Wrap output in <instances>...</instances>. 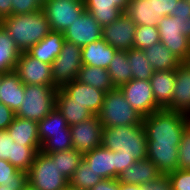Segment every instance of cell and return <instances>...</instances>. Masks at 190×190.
<instances>
[{"mask_svg": "<svg viewBox=\"0 0 190 190\" xmlns=\"http://www.w3.org/2000/svg\"><path fill=\"white\" fill-rule=\"evenodd\" d=\"M73 148L85 154L101 146L102 124L97 115L78 124L69 126Z\"/></svg>", "mask_w": 190, "mask_h": 190, "instance_id": "cell-14", "label": "cell"}, {"mask_svg": "<svg viewBox=\"0 0 190 190\" xmlns=\"http://www.w3.org/2000/svg\"><path fill=\"white\" fill-rule=\"evenodd\" d=\"M57 90L53 85H25L24 98L15 116L41 121L55 108Z\"/></svg>", "mask_w": 190, "mask_h": 190, "instance_id": "cell-6", "label": "cell"}, {"mask_svg": "<svg viewBox=\"0 0 190 190\" xmlns=\"http://www.w3.org/2000/svg\"><path fill=\"white\" fill-rule=\"evenodd\" d=\"M154 71L176 69L181 61L162 42L143 50Z\"/></svg>", "mask_w": 190, "mask_h": 190, "instance_id": "cell-31", "label": "cell"}, {"mask_svg": "<svg viewBox=\"0 0 190 190\" xmlns=\"http://www.w3.org/2000/svg\"><path fill=\"white\" fill-rule=\"evenodd\" d=\"M107 70L115 88L131 81L133 76L127 51L116 50Z\"/></svg>", "mask_w": 190, "mask_h": 190, "instance_id": "cell-33", "label": "cell"}, {"mask_svg": "<svg viewBox=\"0 0 190 190\" xmlns=\"http://www.w3.org/2000/svg\"><path fill=\"white\" fill-rule=\"evenodd\" d=\"M23 190H36V189H34L31 186L27 185Z\"/></svg>", "mask_w": 190, "mask_h": 190, "instance_id": "cell-52", "label": "cell"}, {"mask_svg": "<svg viewBox=\"0 0 190 190\" xmlns=\"http://www.w3.org/2000/svg\"><path fill=\"white\" fill-rule=\"evenodd\" d=\"M90 190H120V182L117 178L101 179Z\"/></svg>", "mask_w": 190, "mask_h": 190, "instance_id": "cell-46", "label": "cell"}, {"mask_svg": "<svg viewBox=\"0 0 190 190\" xmlns=\"http://www.w3.org/2000/svg\"><path fill=\"white\" fill-rule=\"evenodd\" d=\"M150 83L156 104L161 109H166L172 100L175 86V69L154 71Z\"/></svg>", "mask_w": 190, "mask_h": 190, "instance_id": "cell-25", "label": "cell"}, {"mask_svg": "<svg viewBox=\"0 0 190 190\" xmlns=\"http://www.w3.org/2000/svg\"><path fill=\"white\" fill-rule=\"evenodd\" d=\"M15 118V112L0 102V130H7Z\"/></svg>", "mask_w": 190, "mask_h": 190, "instance_id": "cell-45", "label": "cell"}, {"mask_svg": "<svg viewBox=\"0 0 190 190\" xmlns=\"http://www.w3.org/2000/svg\"><path fill=\"white\" fill-rule=\"evenodd\" d=\"M76 80L104 92L115 89L108 70L100 67H93L83 64L79 70Z\"/></svg>", "mask_w": 190, "mask_h": 190, "instance_id": "cell-32", "label": "cell"}, {"mask_svg": "<svg viewBox=\"0 0 190 190\" xmlns=\"http://www.w3.org/2000/svg\"><path fill=\"white\" fill-rule=\"evenodd\" d=\"M41 145L15 143L7 130H0V159L8 160L21 171L28 172Z\"/></svg>", "mask_w": 190, "mask_h": 190, "instance_id": "cell-10", "label": "cell"}, {"mask_svg": "<svg viewBox=\"0 0 190 190\" xmlns=\"http://www.w3.org/2000/svg\"><path fill=\"white\" fill-rule=\"evenodd\" d=\"M11 0H0V21L12 15Z\"/></svg>", "mask_w": 190, "mask_h": 190, "instance_id": "cell-48", "label": "cell"}, {"mask_svg": "<svg viewBox=\"0 0 190 190\" xmlns=\"http://www.w3.org/2000/svg\"><path fill=\"white\" fill-rule=\"evenodd\" d=\"M140 190H173L168 174H161L156 179L139 185Z\"/></svg>", "mask_w": 190, "mask_h": 190, "instance_id": "cell-43", "label": "cell"}, {"mask_svg": "<svg viewBox=\"0 0 190 190\" xmlns=\"http://www.w3.org/2000/svg\"><path fill=\"white\" fill-rule=\"evenodd\" d=\"M116 49L103 38L82 47V63L93 67L108 69Z\"/></svg>", "mask_w": 190, "mask_h": 190, "instance_id": "cell-27", "label": "cell"}, {"mask_svg": "<svg viewBox=\"0 0 190 190\" xmlns=\"http://www.w3.org/2000/svg\"><path fill=\"white\" fill-rule=\"evenodd\" d=\"M7 131L15 143L22 145H41L38 122L15 116Z\"/></svg>", "mask_w": 190, "mask_h": 190, "instance_id": "cell-29", "label": "cell"}, {"mask_svg": "<svg viewBox=\"0 0 190 190\" xmlns=\"http://www.w3.org/2000/svg\"><path fill=\"white\" fill-rule=\"evenodd\" d=\"M102 26L88 12L84 11L63 31L64 39L81 48L102 38Z\"/></svg>", "mask_w": 190, "mask_h": 190, "instance_id": "cell-15", "label": "cell"}, {"mask_svg": "<svg viewBox=\"0 0 190 190\" xmlns=\"http://www.w3.org/2000/svg\"><path fill=\"white\" fill-rule=\"evenodd\" d=\"M127 54L133 79L150 80L154 69L152 68L151 62L146 58L144 51L132 48L127 51Z\"/></svg>", "mask_w": 190, "mask_h": 190, "instance_id": "cell-35", "label": "cell"}, {"mask_svg": "<svg viewBox=\"0 0 190 190\" xmlns=\"http://www.w3.org/2000/svg\"><path fill=\"white\" fill-rule=\"evenodd\" d=\"M168 175L173 190H190V169H177Z\"/></svg>", "mask_w": 190, "mask_h": 190, "instance_id": "cell-42", "label": "cell"}, {"mask_svg": "<svg viewBox=\"0 0 190 190\" xmlns=\"http://www.w3.org/2000/svg\"><path fill=\"white\" fill-rule=\"evenodd\" d=\"M61 89L73 99V102L85 106L94 115H98L101 111L106 92L78 80L72 81Z\"/></svg>", "mask_w": 190, "mask_h": 190, "instance_id": "cell-17", "label": "cell"}, {"mask_svg": "<svg viewBox=\"0 0 190 190\" xmlns=\"http://www.w3.org/2000/svg\"><path fill=\"white\" fill-rule=\"evenodd\" d=\"M82 48L65 40L60 54L52 62L53 87L63 88L77 79L82 63Z\"/></svg>", "mask_w": 190, "mask_h": 190, "instance_id": "cell-8", "label": "cell"}, {"mask_svg": "<svg viewBox=\"0 0 190 190\" xmlns=\"http://www.w3.org/2000/svg\"><path fill=\"white\" fill-rule=\"evenodd\" d=\"M137 25L125 13L112 23L102 27V38L116 50L128 51L133 48Z\"/></svg>", "mask_w": 190, "mask_h": 190, "instance_id": "cell-16", "label": "cell"}, {"mask_svg": "<svg viewBox=\"0 0 190 190\" xmlns=\"http://www.w3.org/2000/svg\"><path fill=\"white\" fill-rule=\"evenodd\" d=\"M171 16L176 17L182 34L190 39V2L178 0L175 11Z\"/></svg>", "mask_w": 190, "mask_h": 190, "instance_id": "cell-39", "label": "cell"}, {"mask_svg": "<svg viewBox=\"0 0 190 190\" xmlns=\"http://www.w3.org/2000/svg\"><path fill=\"white\" fill-rule=\"evenodd\" d=\"M178 169H190V123L186 126L178 148Z\"/></svg>", "mask_w": 190, "mask_h": 190, "instance_id": "cell-40", "label": "cell"}, {"mask_svg": "<svg viewBox=\"0 0 190 190\" xmlns=\"http://www.w3.org/2000/svg\"><path fill=\"white\" fill-rule=\"evenodd\" d=\"M189 123L190 116L186 114L160 109L144 116L142 124L147 143L179 146L182 134Z\"/></svg>", "mask_w": 190, "mask_h": 190, "instance_id": "cell-1", "label": "cell"}, {"mask_svg": "<svg viewBox=\"0 0 190 190\" xmlns=\"http://www.w3.org/2000/svg\"><path fill=\"white\" fill-rule=\"evenodd\" d=\"M166 109L190 116V67L185 62H181L175 69L172 100Z\"/></svg>", "mask_w": 190, "mask_h": 190, "instance_id": "cell-18", "label": "cell"}, {"mask_svg": "<svg viewBox=\"0 0 190 190\" xmlns=\"http://www.w3.org/2000/svg\"><path fill=\"white\" fill-rule=\"evenodd\" d=\"M64 42L63 32L51 31L26 52L33 58L52 65V62L60 54Z\"/></svg>", "mask_w": 190, "mask_h": 190, "instance_id": "cell-24", "label": "cell"}, {"mask_svg": "<svg viewBox=\"0 0 190 190\" xmlns=\"http://www.w3.org/2000/svg\"><path fill=\"white\" fill-rule=\"evenodd\" d=\"M0 185L23 190L28 185L27 172L17 169L8 160L0 159Z\"/></svg>", "mask_w": 190, "mask_h": 190, "instance_id": "cell-34", "label": "cell"}, {"mask_svg": "<svg viewBox=\"0 0 190 190\" xmlns=\"http://www.w3.org/2000/svg\"><path fill=\"white\" fill-rule=\"evenodd\" d=\"M178 0H159L160 12L163 16H170L175 11Z\"/></svg>", "mask_w": 190, "mask_h": 190, "instance_id": "cell-47", "label": "cell"}, {"mask_svg": "<svg viewBox=\"0 0 190 190\" xmlns=\"http://www.w3.org/2000/svg\"><path fill=\"white\" fill-rule=\"evenodd\" d=\"M160 42L157 26L140 25L136 27L133 48L144 50Z\"/></svg>", "mask_w": 190, "mask_h": 190, "instance_id": "cell-38", "label": "cell"}, {"mask_svg": "<svg viewBox=\"0 0 190 190\" xmlns=\"http://www.w3.org/2000/svg\"><path fill=\"white\" fill-rule=\"evenodd\" d=\"M14 72L25 85H53L51 65L22 51Z\"/></svg>", "mask_w": 190, "mask_h": 190, "instance_id": "cell-13", "label": "cell"}, {"mask_svg": "<svg viewBox=\"0 0 190 190\" xmlns=\"http://www.w3.org/2000/svg\"><path fill=\"white\" fill-rule=\"evenodd\" d=\"M39 140L43 153L65 151L73 148L69 125L62 113L55 108L38 122Z\"/></svg>", "mask_w": 190, "mask_h": 190, "instance_id": "cell-4", "label": "cell"}, {"mask_svg": "<svg viewBox=\"0 0 190 190\" xmlns=\"http://www.w3.org/2000/svg\"><path fill=\"white\" fill-rule=\"evenodd\" d=\"M28 185L36 190H65L69 180L60 173L57 161L39 151L27 172Z\"/></svg>", "mask_w": 190, "mask_h": 190, "instance_id": "cell-7", "label": "cell"}, {"mask_svg": "<svg viewBox=\"0 0 190 190\" xmlns=\"http://www.w3.org/2000/svg\"><path fill=\"white\" fill-rule=\"evenodd\" d=\"M119 89L128 103L143 117L161 109L155 102L150 80L132 79L121 85Z\"/></svg>", "mask_w": 190, "mask_h": 190, "instance_id": "cell-12", "label": "cell"}, {"mask_svg": "<svg viewBox=\"0 0 190 190\" xmlns=\"http://www.w3.org/2000/svg\"><path fill=\"white\" fill-rule=\"evenodd\" d=\"M65 190H85V189H77L69 185Z\"/></svg>", "mask_w": 190, "mask_h": 190, "instance_id": "cell-50", "label": "cell"}, {"mask_svg": "<svg viewBox=\"0 0 190 190\" xmlns=\"http://www.w3.org/2000/svg\"><path fill=\"white\" fill-rule=\"evenodd\" d=\"M101 145L120 154L132 155L136 160L147 158V138L143 124L103 127Z\"/></svg>", "mask_w": 190, "mask_h": 190, "instance_id": "cell-3", "label": "cell"}, {"mask_svg": "<svg viewBox=\"0 0 190 190\" xmlns=\"http://www.w3.org/2000/svg\"><path fill=\"white\" fill-rule=\"evenodd\" d=\"M178 148L174 145L147 143V159L157 166L161 174H169L178 169Z\"/></svg>", "mask_w": 190, "mask_h": 190, "instance_id": "cell-23", "label": "cell"}, {"mask_svg": "<svg viewBox=\"0 0 190 190\" xmlns=\"http://www.w3.org/2000/svg\"><path fill=\"white\" fill-rule=\"evenodd\" d=\"M120 190H140L139 185L120 183Z\"/></svg>", "mask_w": 190, "mask_h": 190, "instance_id": "cell-49", "label": "cell"}, {"mask_svg": "<svg viewBox=\"0 0 190 190\" xmlns=\"http://www.w3.org/2000/svg\"><path fill=\"white\" fill-rule=\"evenodd\" d=\"M102 127L130 126L143 123V116L125 99L119 88L106 92L97 115Z\"/></svg>", "mask_w": 190, "mask_h": 190, "instance_id": "cell-5", "label": "cell"}, {"mask_svg": "<svg viewBox=\"0 0 190 190\" xmlns=\"http://www.w3.org/2000/svg\"><path fill=\"white\" fill-rule=\"evenodd\" d=\"M56 108L62 113L69 126L78 124L94 116L85 106L73 102L62 89L56 93Z\"/></svg>", "mask_w": 190, "mask_h": 190, "instance_id": "cell-28", "label": "cell"}, {"mask_svg": "<svg viewBox=\"0 0 190 190\" xmlns=\"http://www.w3.org/2000/svg\"><path fill=\"white\" fill-rule=\"evenodd\" d=\"M115 161V178H117L119 173L134 164L137 160L132 155L120 154L119 151H115Z\"/></svg>", "mask_w": 190, "mask_h": 190, "instance_id": "cell-44", "label": "cell"}, {"mask_svg": "<svg viewBox=\"0 0 190 190\" xmlns=\"http://www.w3.org/2000/svg\"><path fill=\"white\" fill-rule=\"evenodd\" d=\"M0 190H12V189L6 187L5 185H0Z\"/></svg>", "mask_w": 190, "mask_h": 190, "instance_id": "cell-51", "label": "cell"}, {"mask_svg": "<svg viewBox=\"0 0 190 190\" xmlns=\"http://www.w3.org/2000/svg\"><path fill=\"white\" fill-rule=\"evenodd\" d=\"M12 15L35 13L43 10L41 0H11Z\"/></svg>", "mask_w": 190, "mask_h": 190, "instance_id": "cell-41", "label": "cell"}, {"mask_svg": "<svg viewBox=\"0 0 190 190\" xmlns=\"http://www.w3.org/2000/svg\"><path fill=\"white\" fill-rule=\"evenodd\" d=\"M161 173L157 166L147 158L137 160L124 171L119 173L117 180L120 183L141 185L156 179Z\"/></svg>", "mask_w": 190, "mask_h": 190, "instance_id": "cell-26", "label": "cell"}, {"mask_svg": "<svg viewBox=\"0 0 190 190\" xmlns=\"http://www.w3.org/2000/svg\"><path fill=\"white\" fill-rule=\"evenodd\" d=\"M130 0H84V6L102 27L117 20Z\"/></svg>", "mask_w": 190, "mask_h": 190, "instance_id": "cell-19", "label": "cell"}, {"mask_svg": "<svg viewBox=\"0 0 190 190\" xmlns=\"http://www.w3.org/2000/svg\"><path fill=\"white\" fill-rule=\"evenodd\" d=\"M49 155L57 161L60 173L64 175L68 180L73 176L74 171L83 160V154L76 151L74 148L49 153Z\"/></svg>", "mask_w": 190, "mask_h": 190, "instance_id": "cell-36", "label": "cell"}, {"mask_svg": "<svg viewBox=\"0 0 190 190\" xmlns=\"http://www.w3.org/2000/svg\"><path fill=\"white\" fill-rule=\"evenodd\" d=\"M85 10L84 0H48L43 3L51 31H65Z\"/></svg>", "mask_w": 190, "mask_h": 190, "instance_id": "cell-9", "label": "cell"}, {"mask_svg": "<svg viewBox=\"0 0 190 190\" xmlns=\"http://www.w3.org/2000/svg\"><path fill=\"white\" fill-rule=\"evenodd\" d=\"M21 51H27L51 32L43 10L35 13L11 15L0 21Z\"/></svg>", "mask_w": 190, "mask_h": 190, "instance_id": "cell-2", "label": "cell"}, {"mask_svg": "<svg viewBox=\"0 0 190 190\" xmlns=\"http://www.w3.org/2000/svg\"><path fill=\"white\" fill-rule=\"evenodd\" d=\"M25 84L12 71L0 74V102L16 112L24 98Z\"/></svg>", "mask_w": 190, "mask_h": 190, "instance_id": "cell-21", "label": "cell"}, {"mask_svg": "<svg viewBox=\"0 0 190 190\" xmlns=\"http://www.w3.org/2000/svg\"><path fill=\"white\" fill-rule=\"evenodd\" d=\"M101 179L103 178L99 174H96L91 167L82 160L70 178L69 185L77 189L90 190Z\"/></svg>", "mask_w": 190, "mask_h": 190, "instance_id": "cell-37", "label": "cell"}, {"mask_svg": "<svg viewBox=\"0 0 190 190\" xmlns=\"http://www.w3.org/2000/svg\"><path fill=\"white\" fill-rule=\"evenodd\" d=\"M21 52L15 41L0 24V74L14 71Z\"/></svg>", "mask_w": 190, "mask_h": 190, "instance_id": "cell-30", "label": "cell"}, {"mask_svg": "<svg viewBox=\"0 0 190 190\" xmlns=\"http://www.w3.org/2000/svg\"><path fill=\"white\" fill-rule=\"evenodd\" d=\"M185 63H187L188 66L190 67V53H189V56H188L187 60L185 61Z\"/></svg>", "mask_w": 190, "mask_h": 190, "instance_id": "cell-53", "label": "cell"}, {"mask_svg": "<svg viewBox=\"0 0 190 190\" xmlns=\"http://www.w3.org/2000/svg\"><path fill=\"white\" fill-rule=\"evenodd\" d=\"M83 160L103 179L115 178V151L101 145L83 154Z\"/></svg>", "mask_w": 190, "mask_h": 190, "instance_id": "cell-22", "label": "cell"}, {"mask_svg": "<svg viewBox=\"0 0 190 190\" xmlns=\"http://www.w3.org/2000/svg\"><path fill=\"white\" fill-rule=\"evenodd\" d=\"M160 42L181 62H185L190 53V39L182 34L174 16H164L157 23Z\"/></svg>", "mask_w": 190, "mask_h": 190, "instance_id": "cell-11", "label": "cell"}, {"mask_svg": "<svg viewBox=\"0 0 190 190\" xmlns=\"http://www.w3.org/2000/svg\"><path fill=\"white\" fill-rule=\"evenodd\" d=\"M137 26H157L163 14L160 12L159 0H130L124 12Z\"/></svg>", "mask_w": 190, "mask_h": 190, "instance_id": "cell-20", "label": "cell"}]
</instances>
